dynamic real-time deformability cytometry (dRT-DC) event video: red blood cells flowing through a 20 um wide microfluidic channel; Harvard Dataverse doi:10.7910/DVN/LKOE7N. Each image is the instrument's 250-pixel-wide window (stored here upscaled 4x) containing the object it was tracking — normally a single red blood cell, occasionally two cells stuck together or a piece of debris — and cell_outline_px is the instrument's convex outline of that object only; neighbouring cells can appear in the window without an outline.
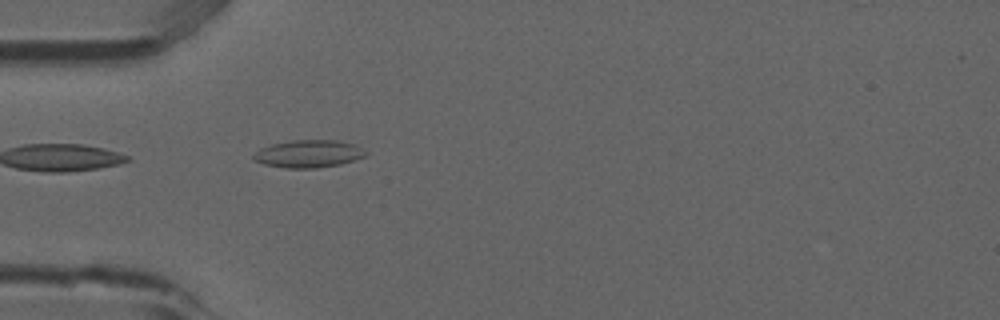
{"species": "common noctule bat (a hibernating species)", "species_latin": "Nyctalus noctula", "temperature_condition": "room temperature", "stored_images_in_passage": 39, "camera_frame_rate_fps": 3000, "um_per_image_px": 0.085, "animal": {"sex": "male", "forearm_length_mm": 52.5}, "frame": {"image": 1, "passage_image": 1, "time_ms": 0.0, "image_size_px": [1000, 320], "cell_outline_px": [[368, 156], [340, 164], [316, 168], [284, 168], [264, 164], [256, 160], [252, 156], [260, 148], [272, 144], [292, 140], [336, 140], [356, 144], [368, 152]], "centroid_in_image_um": [26.28, 13.07], "position_along_channel_um": 58.7, "area_um2": 18.09}}
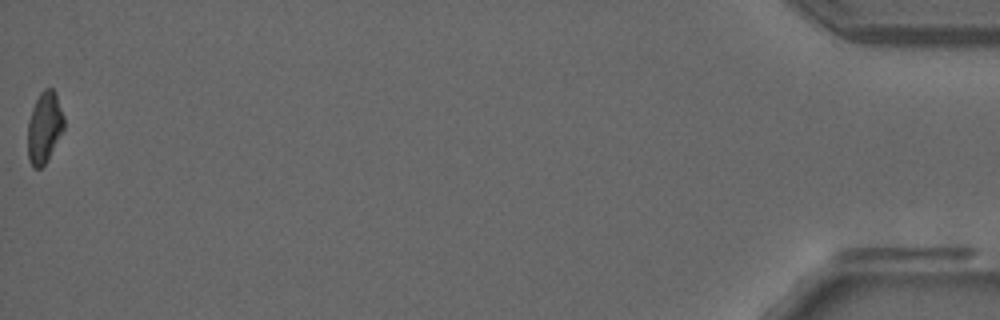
{"frame": {"image": 2, "passage_image": 38, "time_ms": 12.333, "image_size_px": [1000, 320], "cell_outline_px": [[64, 128], [44, 164], [40, 168], [32, 168], [28, 160], [28, 120], [32, 108], [40, 92], [44, 88], [52, 88], [56, 92], [64, 116]], "centroid_in_image_um": [3.76, 10.79], "position_along_channel_um": 431.4, "area_um2": 14.97}}